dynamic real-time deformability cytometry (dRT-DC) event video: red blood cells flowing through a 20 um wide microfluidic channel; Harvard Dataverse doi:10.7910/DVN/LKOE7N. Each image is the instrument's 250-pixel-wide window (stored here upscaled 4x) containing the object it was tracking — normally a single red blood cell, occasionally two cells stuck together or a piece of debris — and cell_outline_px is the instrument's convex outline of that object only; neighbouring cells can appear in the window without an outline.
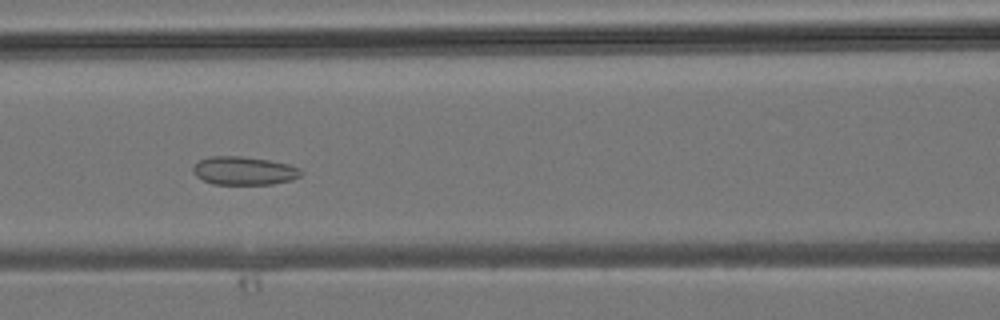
{"species": "common noctule bat (a hibernating species)", "species_latin": "Nyctalus noctula", "temperature_condition": "room temperature", "stored_images_in_passage": 29, "camera_frame_rate_fps": 3000, "um_per_image_px": 0.085, "animal": {"sex": "male", "body_mass_g": 19.2, "forearm_length_mm": 51.8}, "frame": {"image": 1, "passage_image": 7, "time_ms": 2.0, "image_size_px": [1000, 320], "cell_outline_px": [[300, 176], [292, 180], [272, 184], [212, 184], [196, 176], [192, 172], [192, 168], [200, 160], [208, 156], [240, 156], [268, 160], [288, 164], [300, 168]], "centroid_in_image_um": [20.72, 14.51], "position_along_channel_um": 145.9, "area_um2": 17.74}}
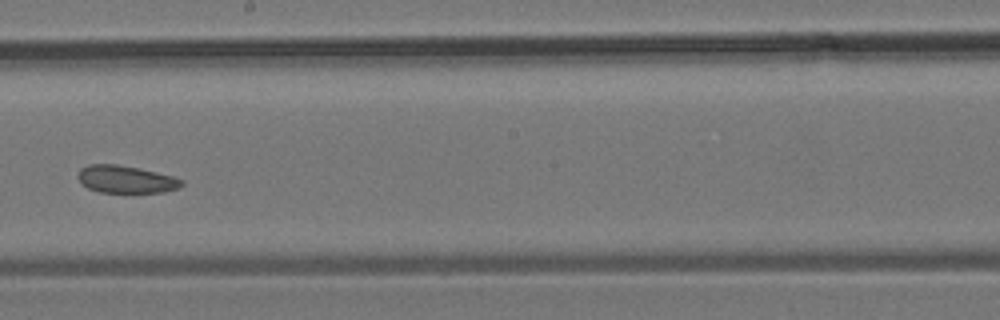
{"frame": {"image": 2, "passage_image": 12, "time_ms": 3.667, "image_size_px": [1000, 320], "cell_outline_px": [[184, 184], [180, 188], [164, 192], [100, 192], [88, 188], [80, 184], [76, 176], [80, 168], [88, 164], [116, 164], [140, 168], [172, 176], [184, 180]], "centroid_in_image_um": [10.68, 15.24], "position_along_channel_um": 237.5, "area_um2": 16.82}}
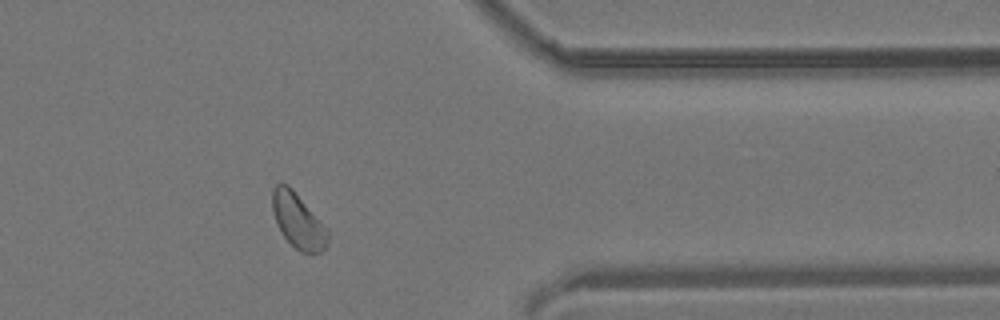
{"frame": {"image": 3, "passage_image": 21, "time_ms": 6.667, "image_size_px": [1000, 320], "cell_outline_px": [[328, 244], [320, 252], [300, 252], [280, 232], [272, 208], [272, 188], [276, 184], [288, 184], [292, 188], [328, 228]], "centroid_in_image_um": [25.34, 18.75], "position_along_channel_um": 386.1, "area_um2": 17.63}}